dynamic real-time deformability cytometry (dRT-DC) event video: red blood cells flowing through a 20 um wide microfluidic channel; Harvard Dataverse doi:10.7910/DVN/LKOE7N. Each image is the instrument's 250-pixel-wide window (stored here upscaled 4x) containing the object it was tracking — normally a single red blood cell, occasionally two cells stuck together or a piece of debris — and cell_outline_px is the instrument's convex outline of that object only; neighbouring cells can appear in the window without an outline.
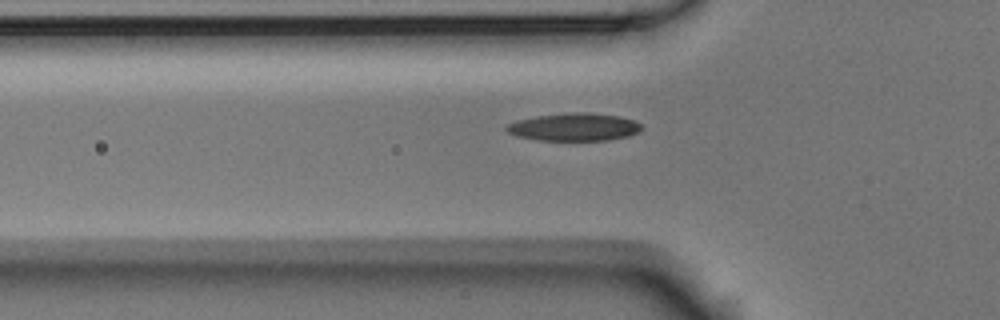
{"species": "Egyptian fruit bat (a non-hibernating species)", "species_latin": "Rousettus aegyptiacus", "temperature_condition": "room temperature", "stored_images_in_passage": 6, "camera_frame_rate_fps": 3000, "um_per_image_px": 0.085, "animal": {"sex": "male"}, "frame": {"image": 1, "passage_image": 5, "time_ms": 1.333, "image_size_px": [1000, 320], "cell_outline_px": [[644, 128], [640, 132], [628, 136], [604, 140], [536, 140], [516, 136], [508, 132], [504, 128], [508, 124], [516, 120], [536, 116], [572, 112], [588, 112], [620, 116], [636, 120], [644, 124]], "centroid_in_image_um": [48.85, 10.79], "position_along_channel_um": 76.9, "area_um2": 22.14}}
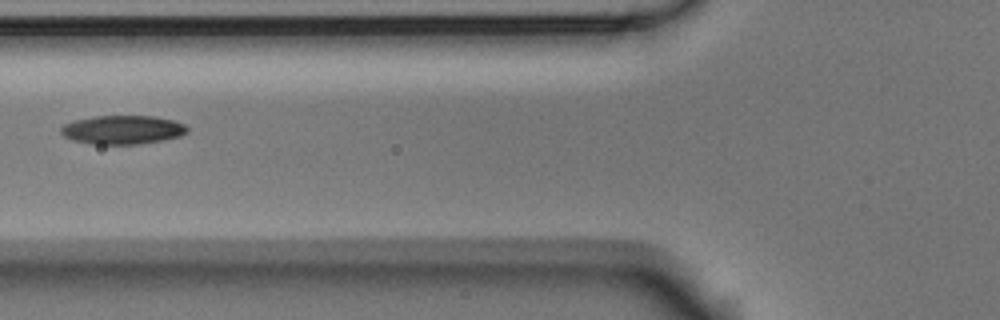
{"frame": {"image": 2, "passage_image": 6, "time_ms": 1.667, "image_size_px": [1000, 320], "cell_outline_px": [[188, 132], [180, 136], [164, 140], [136, 144], [92, 144], [72, 140], [64, 136], [60, 132], [60, 128], [64, 124], [76, 120], [96, 116], [156, 116], [172, 120], [184, 124], [188, 128]], "centroid_in_image_um": [10.43, 11.03], "position_along_channel_um": 115.4, "area_um2": 21.15}}